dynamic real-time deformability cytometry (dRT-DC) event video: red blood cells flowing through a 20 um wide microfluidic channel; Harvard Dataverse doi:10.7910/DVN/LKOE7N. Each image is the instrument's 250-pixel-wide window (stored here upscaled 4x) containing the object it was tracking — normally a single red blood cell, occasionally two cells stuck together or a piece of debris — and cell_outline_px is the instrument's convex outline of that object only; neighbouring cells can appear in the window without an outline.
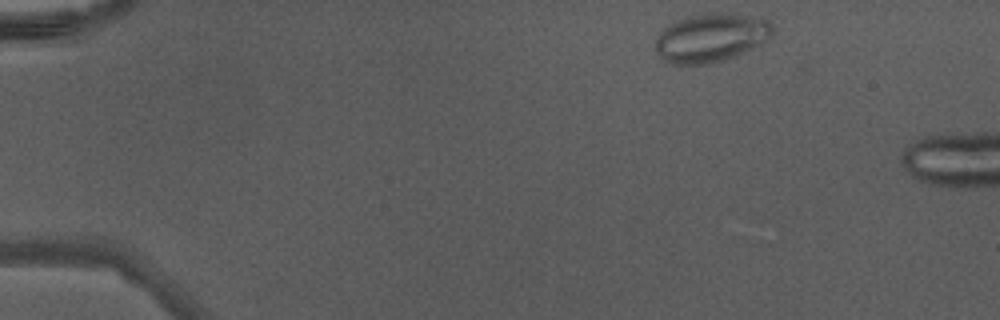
{"species": "Egyptian fruit bat (a non-hibernating species)", "species_latin": "Rousettus aegyptiacus", "temperature_condition": "warm", "stored_images_in_passage": 8, "camera_frame_rate_fps": 3000, "um_per_image_px": 0.085, "animal": {"sex": "male"}, "frame": {"image": 1, "passage_image": 1, "time_ms": 0.0, "image_size_px": [1000, 320], "cell_outline_px": [[772, 36], [760, 44], [732, 56], [708, 64], [676, 64], [664, 60], [656, 52], [656, 36], [668, 24], [676, 20], [688, 16], [708, 12], [712, 12], [744, 16], [768, 20], [772, 24]], "centroid_in_image_um": [60.38, 3.19], "position_along_channel_um": 24.6, "area_um2": 32.6}}